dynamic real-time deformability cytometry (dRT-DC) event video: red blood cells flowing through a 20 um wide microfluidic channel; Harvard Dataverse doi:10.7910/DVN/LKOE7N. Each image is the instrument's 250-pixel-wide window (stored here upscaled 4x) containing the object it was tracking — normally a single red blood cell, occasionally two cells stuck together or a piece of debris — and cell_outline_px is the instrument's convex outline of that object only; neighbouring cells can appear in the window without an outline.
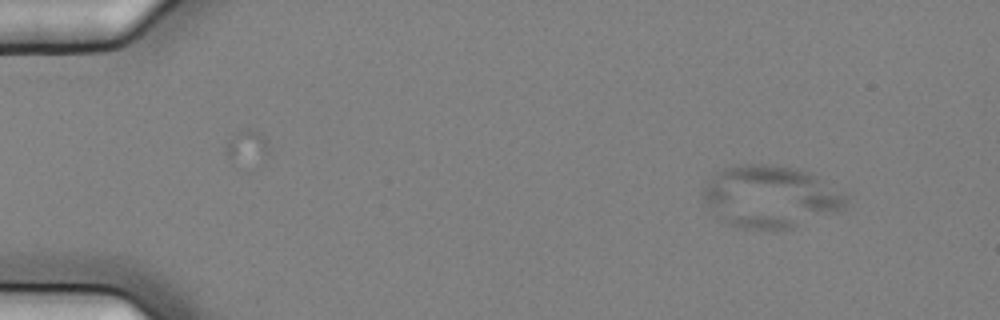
{"species": "common noctule bat (a hibernating species)", "species_latin": "Nyctalus noctula", "temperature_condition": "cold", "stored_images_in_passage": 5, "camera_frame_rate_fps": 3000, "um_per_image_px": 0.085, "animal": {"sex": "female", "body_mass_g": 25.1}, "frame": {"image": 1, "passage_image": 1, "time_ms": 0.0, "image_size_px": [1000, 320], "cell_outline_px": [[848, 200], [844, 208], [836, 212], [792, 228], [736, 228], [728, 224], [716, 216], [704, 204], [704, 188], [708, 180], [716, 172], [724, 168], [740, 164], [776, 164], [800, 168], [812, 172], [848, 196]], "centroid_in_image_um": [65.49, 16.69], "position_along_channel_um": 19.5, "area_um2": 52.02}}
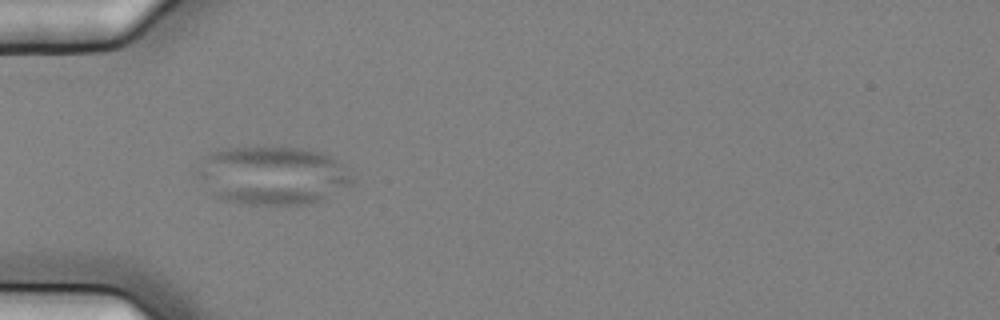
{"frame": {"image": 2, "passage_image": 4, "time_ms": 1.0, "image_size_px": [1000, 320], "cell_outline_px": [[356, 180], [352, 184], [320, 200], [304, 204], [248, 204], [224, 200], [216, 196], [196, 176], [196, 172], [204, 156], [212, 152], [232, 148], [304, 148], [320, 152], [336, 160]], "centroid_in_image_um": [23.15, 14.92], "position_along_channel_um": 61.8, "area_um2": 51.9}}